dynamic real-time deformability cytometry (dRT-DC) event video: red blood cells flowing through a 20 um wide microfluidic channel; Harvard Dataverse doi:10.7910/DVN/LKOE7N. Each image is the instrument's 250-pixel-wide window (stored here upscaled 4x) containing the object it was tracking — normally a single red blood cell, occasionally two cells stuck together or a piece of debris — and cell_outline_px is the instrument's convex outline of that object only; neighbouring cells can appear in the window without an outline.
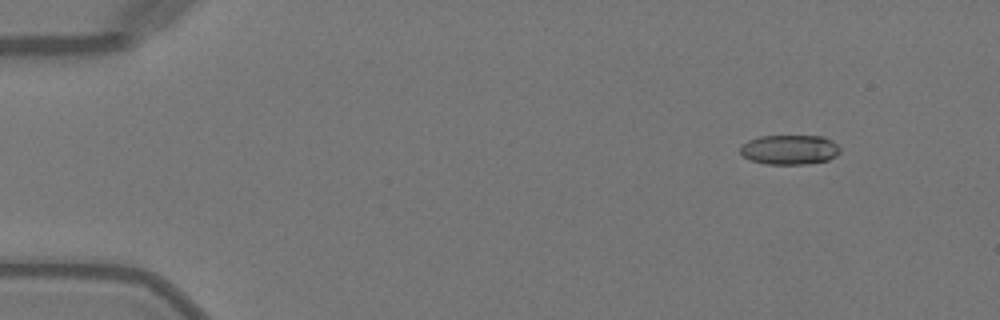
{"species": "Egyptian fruit bat (a non-hibernating species)", "species_latin": "Rousettus aegyptiacus", "temperature_condition": "warm", "stored_images_in_passage": 51, "camera_frame_rate_fps": 3000, "um_per_image_px": 0.085, "animal": {"sex": "female"}, "frame": {"image": 1, "passage_image": 6, "time_ms": 1.667, "image_size_px": [1000, 320], "cell_outline_px": [[840, 152], [836, 156], [828, 160], [804, 164], [768, 164], [752, 160], [744, 156], [740, 152], [740, 148], [748, 140], [760, 136], [824, 136], [836, 144], [840, 148]], "centroid_in_image_um": [67.13, 12.72], "position_along_channel_um": 17.9, "area_um2": 17.11}}
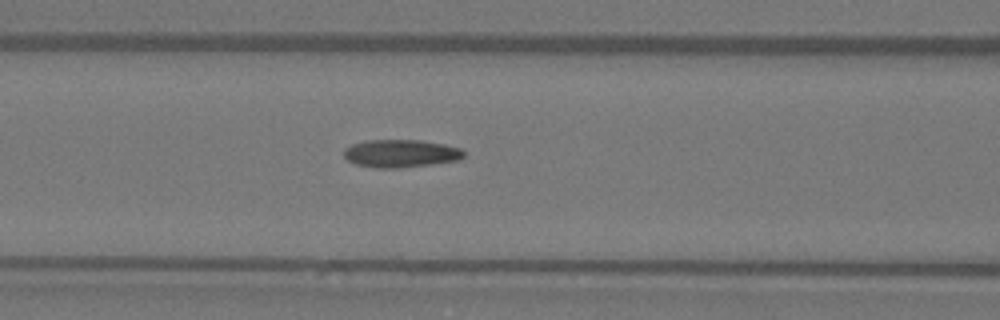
{"frame": {"image": 2, "passage_image": 22, "time_ms": 7.0, "image_size_px": [1000, 320], "cell_outline_px": [[464, 156], [460, 160], [432, 164], [400, 168], [376, 168], [356, 164], [348, 160], [344, 156], [344, 148], [352, 144], [364, 140], [420, 140], [444, 144], [460, 148], [464, 152]], "centroid_in_image_um": [34.06, 13.04], "position_along_channel_um": 132.5, "area_um2": 19.54}}
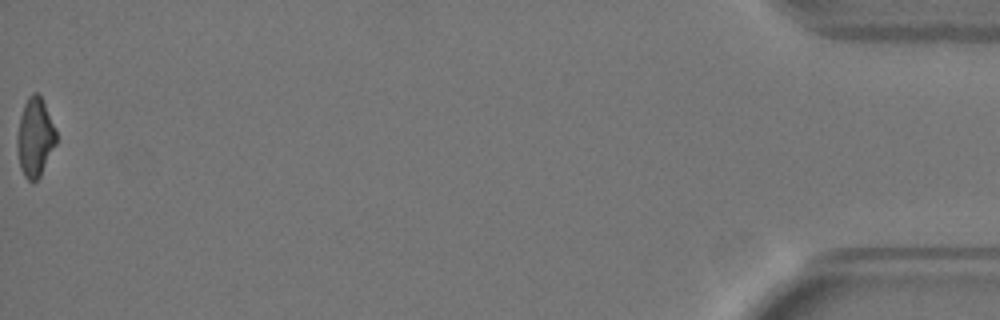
{"frame": {"image": 3, "passage_image": 51, "time_ms": 16.667, "image_size_px": [1000, 320], "cell_outline_px": [[56, 144], [40, 176], [36, 180], [28, 180], [24, 176], [20, 168], [16, 148], [16, 136], [20, 116], [24, 104], [28, 96], [32, 92], [36, 92], [40, 96], [56, 128]], "centroid_in_image_um": [2.96, 11.67], "position_along_channel_um": 432.2, "area_um2": 17.98}, "authors_computed_cell_mechanics": {"area_um2": 18.6694, "velocity_mm_per_s": 4.1012, "shape_relaxation_time_tau1_ms": 9.2208, "shape_relaxation_time_tau2_ms": 3.4483, "deformation_change_tau1": 0.2602, "deformation_change_tau2": 0.1119}}